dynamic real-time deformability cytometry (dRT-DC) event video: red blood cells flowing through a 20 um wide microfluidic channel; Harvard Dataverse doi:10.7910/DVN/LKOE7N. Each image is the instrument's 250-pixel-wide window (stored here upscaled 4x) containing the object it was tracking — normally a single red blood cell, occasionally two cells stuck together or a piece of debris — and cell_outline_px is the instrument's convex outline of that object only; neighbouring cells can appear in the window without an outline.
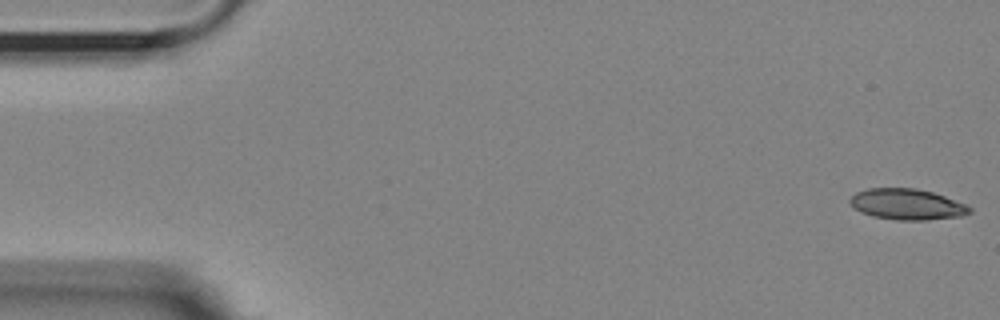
{"species": "Egyptian fruit bat (a non-hibernating species)", "species_latin": "Rousettus aegyptiacus", "temperature_condition": "room temperature", "stored_images_in_passage": 6, "camera_frame_rate_fps": 3000, "um_per_image_px": 0.085, "animal": {"sex": "female"}, "frame": {"image": 1, "passage_image": 1, "time_ms": 0.0, "image_size_px": [1000, 320], "cell_outline_px": [[972, 212], [960, 216], [924, 220], [896, 220], [872, 216], [860, 212], [852, 208], [848, 200], [856, 192], [868, 188], [916, 188], [932, 192], [944, 196], [964, 204], [972, 208]], "centroid_in_image_um": [77.04, 17.36], "position_along_channel_um": 8.0, "area_um2": 21.56}}